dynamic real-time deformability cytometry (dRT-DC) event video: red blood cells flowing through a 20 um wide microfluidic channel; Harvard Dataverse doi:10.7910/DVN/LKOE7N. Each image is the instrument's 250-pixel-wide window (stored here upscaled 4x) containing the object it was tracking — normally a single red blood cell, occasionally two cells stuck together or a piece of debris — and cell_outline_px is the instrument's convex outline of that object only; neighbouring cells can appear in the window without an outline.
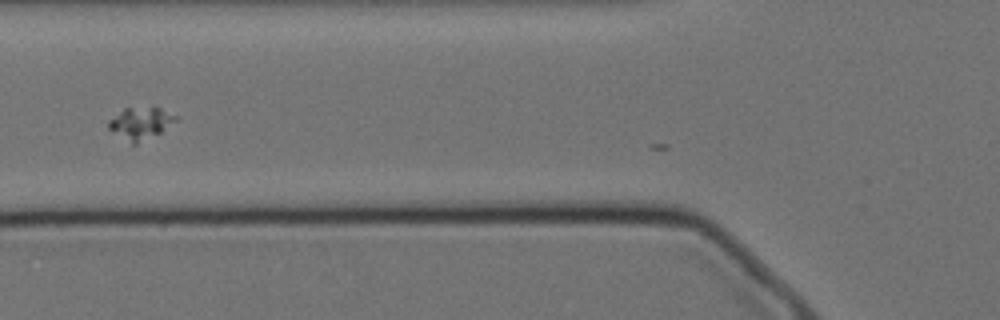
{"species": "Egyptian fruit bat (a non-hibernating species)", "species_latin": "Rousettus aegyptiacus", "temperature_condition": "cold", "stored_images_in_passage": 13, "camera_frame_rate_fps": 3000, "um_per_image_px": 0.085, "animal": {"sex": "female"}, "frame": {"image": 1, "passage_image": 10, "time_ms": 3.0, "image_size_px": [1000, 320], "cell_outline_px": [[176, 120], [160, 132], [136, 144], [132, 144], [108, 128], [108, 120], [124, 108], [160, 108], [176, 116]], "centroid_in_image_um": [11.9, 10.47], "position_along_channel_um": 113.9, "area_um2": 12.02}}